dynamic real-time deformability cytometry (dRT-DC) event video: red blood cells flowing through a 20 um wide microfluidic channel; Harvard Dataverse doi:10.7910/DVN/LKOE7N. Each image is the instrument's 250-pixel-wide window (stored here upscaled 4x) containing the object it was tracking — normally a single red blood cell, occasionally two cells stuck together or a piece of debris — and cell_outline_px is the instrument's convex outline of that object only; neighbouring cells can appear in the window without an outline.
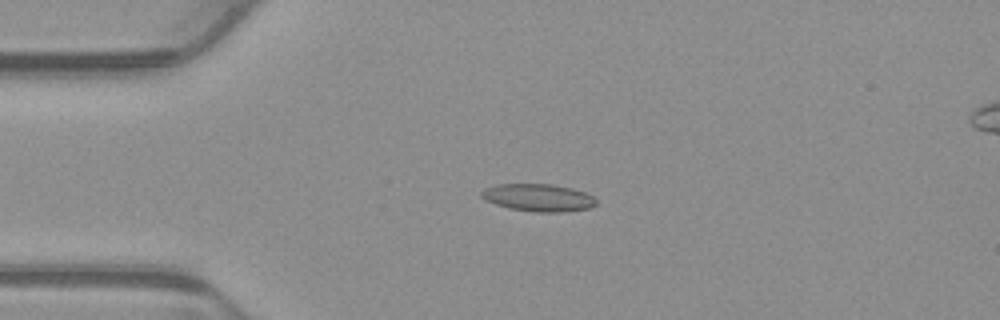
{"species": "common noctule bat (a hibernating species)", "species_latin": "Nyctalus noctula", "temperature_condition": "warm", "stored_images_in_passage": 5, "camera_frame_rate_fps": 3000, "um_per_image_px": 0.085, "animal": {"sex": "male", "body_mass_g": 23.1, "forearm_length_mm": 52.7}, "frame": {"image": 1, "passage_image": 3, "time_ms": 0.667, "image_size_px": [1000, 320], "cell_outline_px": [[596, 204], [588, 208], [564, 212], [532, 212], [508, 208], [484, 200], [480, 196], [480, 192], [484, 188], [496, 184], [552, 184], [572, 188], [584, 192], [592, 196], [596, 200]], "centroid_in_image_um": [45.71, 16.8], "position_along_channel_um": 39.3, "area_um2": 18.5}}
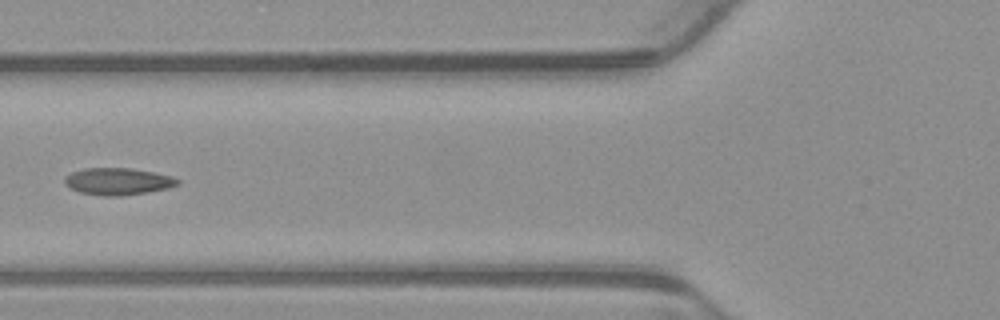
{"frame": {"image": 2, "passage_image": 5, "time_ms": 1.333, "image_size_px": [1000, 320], "cell_outline_px": [[180, 184], [168, 188], [148, 192], [120, 196], [104, 196], [80, 192], [64, 184], [64, 176], [72, 172], [84, 168], [132, 168], [172, 176], [180, 180]], "centroid_in_image_um": [10.03, 15.42], "position_along_channel_um": 115.8, "area_um2": 17.8}}